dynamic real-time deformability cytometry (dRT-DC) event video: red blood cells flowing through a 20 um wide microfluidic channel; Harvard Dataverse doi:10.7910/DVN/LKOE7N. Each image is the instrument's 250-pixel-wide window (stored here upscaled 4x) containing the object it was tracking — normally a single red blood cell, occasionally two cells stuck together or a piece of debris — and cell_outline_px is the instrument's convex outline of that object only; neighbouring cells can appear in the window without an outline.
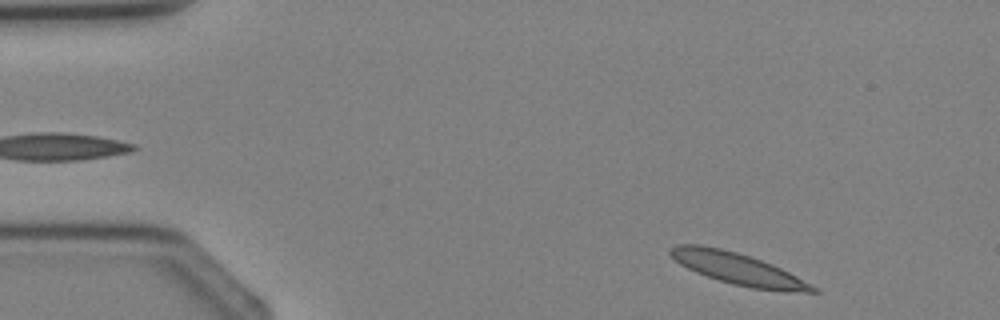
{"species": "Egyptian fruit bat (a non-hibernating species)", "species_latin": "Rousettus aegyptiacus", "temperature_condition": "cold", "stored_images_in_passage": 4, "camera_frame_rate_fps": 3000, "um_per_image_px": 0.085, "animal": {"sex": "female"}, "frame": {"image": 1, "passage_image": 4, "time_ms": 3.333, "image_size_px": [1000, 320], "cell_outline_px": [[820, 292], [788, 292], [752, 288], [732, 284], [696, 272], [680, 264], [668, 252], [668, 248], [676, 244], [700, 244], [720, 248], [736, 252], [772, 264], [820, 288]], "centroid_in_image_um": [62.74, 22.85], "position_along_channel_um": 22.3, "area_um2": 26.13}}